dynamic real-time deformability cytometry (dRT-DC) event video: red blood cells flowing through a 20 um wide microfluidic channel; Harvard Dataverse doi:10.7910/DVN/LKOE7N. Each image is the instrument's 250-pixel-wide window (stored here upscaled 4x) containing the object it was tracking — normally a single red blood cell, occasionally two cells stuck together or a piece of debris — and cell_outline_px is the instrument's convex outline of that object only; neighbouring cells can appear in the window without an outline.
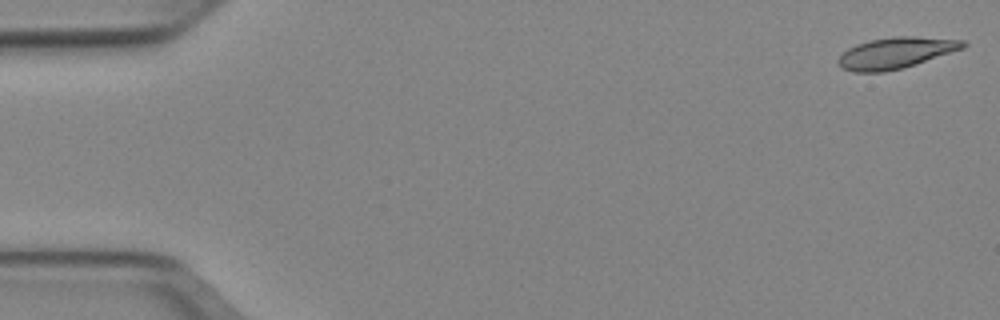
{"species": "Egyptian fruit bat (a non-hibernating species)", "species_latin": "Rousettus aegyptiacus", "temperature_condition": "cold", "stored_images_in_passage": 51, "camera_frame_rate_fps": 3000, "um_per_image_px": 0.085, "animal": {"sex": "female"}, "frame": {"image": 1, "passage_image": 1, "time_ms": 0.0, "image_size_px": [1000, 320], "cell_outline_px": [[968, 44], [964, 48], [904, 68], [884, 72], [852, 72], [840, 68], [836, 64], [836, 60], [848, 48], [856, 44], [872, 40], [896, 36], [916, 36], [964, 40]], "centroid_in_image_um": [76.12, 4.51], "position_along_channel_um": 8.9, "area_um2": 22.83}}
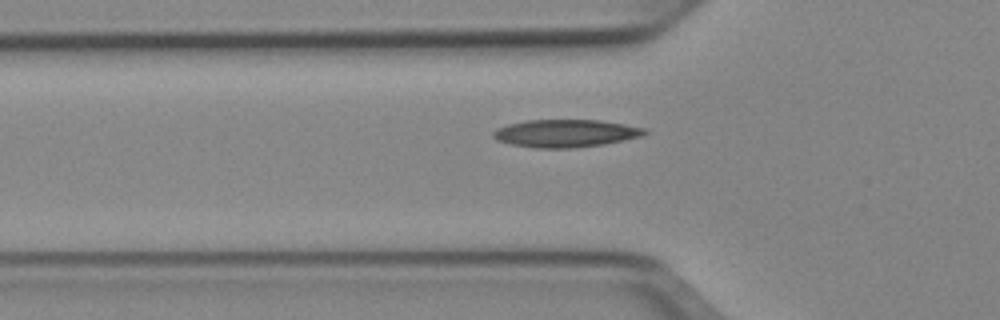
{"frame": {"image": 2, "passage_image": 17, "time_ms": 5.333, "image_size_px": [1000, 320], "cell_outline_px": [[648, 132], [640, 136], [604, 144], [572, 148], [536, 148], [512, 144], [496, 140], [492, 136], [492, 132], [496, 128], [508, 124], [528, 120], [600, 120], [624, 124], [644, 128]], "centroid_in_image_um": [48.03, 11.33], "position_along_channel_um": 77.8, "area_um2": 24.28}}
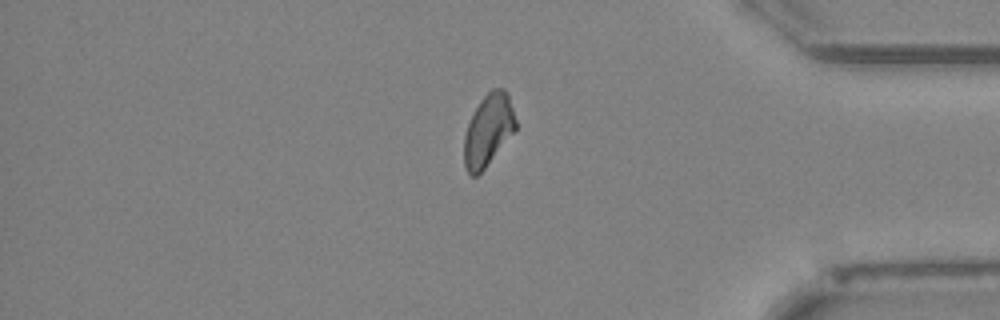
{"frame": {"image": 3, "passage_image": 43, "time_ms": 14.0, "image_size_px": [1000, 320], "cell_outline_px": [[516, 128], [484, 168], [476, 176], [472, 176], [468, 172], [464, 164], [464, 136], [468, 124], [480, 100], [492, 88], [504, 88], [508, 92], [516, 120]], "centroid_in_image_um": [41.5, 11.02], "position_along_channel_um": 393.7, "area_um2": 21.15}, "authors_computed_cell_mechanics": {"area_um2": 22.3108, "velocity_mm_per_s": 3.9273, "shape_relaxation_time_tau1_ms": 7.0256, "shape_relaxation_time_tau2_ms": 6.4667, "deformation_change_tau1": 0.1587, "deformation_change_tau2": 0.1251}}